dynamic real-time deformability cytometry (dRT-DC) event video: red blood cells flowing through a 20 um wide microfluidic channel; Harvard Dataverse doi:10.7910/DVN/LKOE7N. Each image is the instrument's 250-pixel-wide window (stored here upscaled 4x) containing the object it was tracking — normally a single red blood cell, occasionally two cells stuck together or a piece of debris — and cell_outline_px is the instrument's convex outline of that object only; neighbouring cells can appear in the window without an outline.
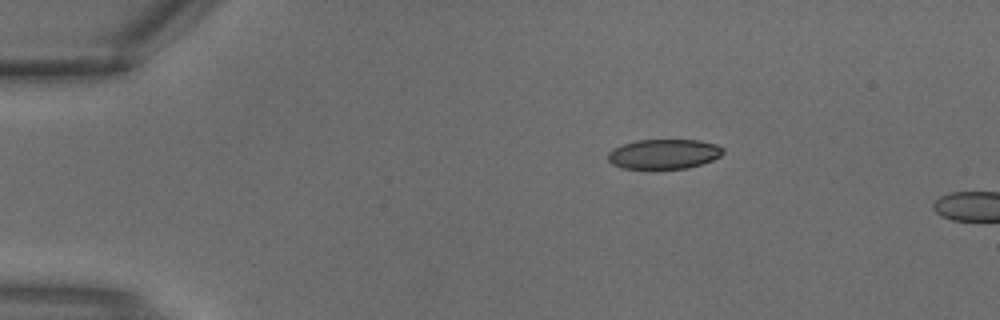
{"species": "common noctule bat (a hibernating species)", "species_latin": "Nyctalus noctula", "temperature_condition": "warm", "stored_images_in_passage": 2, "camera_frame_rate_fps": 3000, "um_per_image_px": 0.085, "animal": {"sex": "male", "body_mass_g": 18.8}, "frame": {"image": 1, "passage_image": 1, "time_ms": 0.0, "image_size_px": [1000, 320], "cell_outline_px": [[724, 152], [720, 156], [712, 160], [688, 168], [620, 168], [612, 164], [608, 160], [608, 152], [612, 148], [636, 140], [700, 140], [716, 144], [724, 148]], "centroid_in_image_um": [56.42, 13.08], "position_along_channel_um": 28.6, "area_um2": 19.94}}